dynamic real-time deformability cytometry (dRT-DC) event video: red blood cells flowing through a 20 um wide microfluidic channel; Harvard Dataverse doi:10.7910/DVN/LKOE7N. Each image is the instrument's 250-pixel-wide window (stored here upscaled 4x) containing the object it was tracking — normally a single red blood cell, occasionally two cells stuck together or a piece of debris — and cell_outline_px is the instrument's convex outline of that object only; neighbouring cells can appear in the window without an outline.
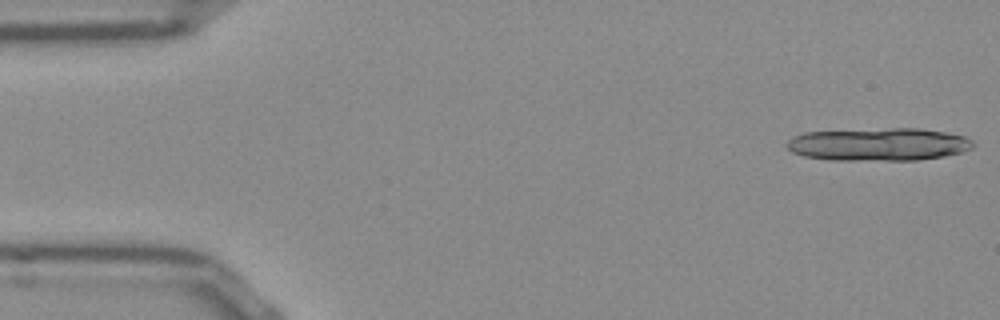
{"species": "Egyptian fruit bat (a non-hibernating species)", "species_latin": "Rousettus aegyptiacus", "temperature_condition": "room temperature", "stored_images_in_passage": 11, "camera_frame_rate_fps": 3000, "um_per_image_px": 0.085, "frame": {"image": 1, "passage_image": 1, "time_ms": 0.0, "image_size_px": [1000, 320], "cell_outline_px": [[976, 144], [972, 148], [964, 152], [944, 156], [916, 160], [828, 160], [804, 156], [792, 152], [788, 148], [788, 140], [804, 132], [892, 128], [920, 128], [944, 132], [964, 136], [972, 140]], "centroid_in_image_um": [74.72, 12.27], "position_along_channel_um": 10.3, "area_um2": 35.66}}